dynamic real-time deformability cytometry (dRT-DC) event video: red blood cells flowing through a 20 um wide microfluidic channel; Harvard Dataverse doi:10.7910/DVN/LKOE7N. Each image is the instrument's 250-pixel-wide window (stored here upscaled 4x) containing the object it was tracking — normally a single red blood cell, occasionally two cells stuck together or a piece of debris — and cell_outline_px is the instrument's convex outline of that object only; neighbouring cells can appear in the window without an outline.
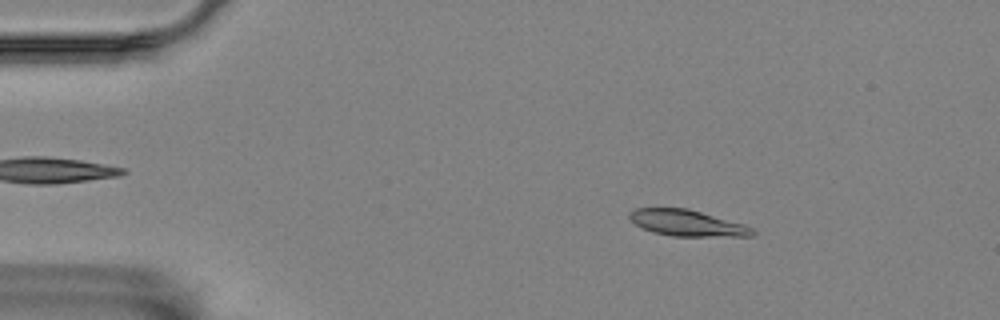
{"species": "Egyptian fruit bat (a non-hibernating species)", "species_latin": "Rousettus aegyptiacus", "temperature_condition": "room temperature", "stored_images_in_passage": 56, "camera_frame_rate_fps": 3000, "um_per_image_px": 0.085, "animal": {"sex": "female"}, "frame": {"image": 1, "passage_image": 8, "time_ms": 2.333, "image_size_px": [1000, 320], "cell_outline_px": [[756, 232], [752, 236], [672, 236], [652, 232], [636, 224], [628, 216], [628, 212], [636, 208], [688, 208], [744, 224], [752, 228]], "centroid_in_image_um": [58.4, 18.95], "position_along_channel_um": 26.6, "area_um2": 18.67}}
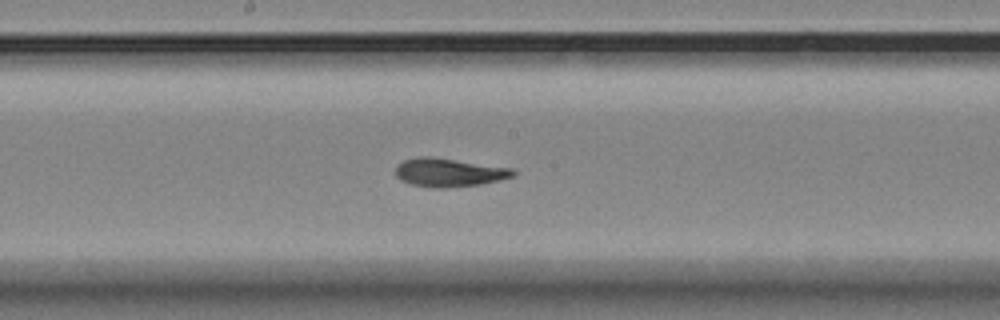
{"frame": {"image": 2, "passage_image": 29, "time_ms": 9.333, "image_size_px": [1000, 320], "cell_outline_px": [[516, 176], [480, 184], [448, 188], [432, 188], [412, 184], [400, 180], [396, 176], [396, 164], [404, 160], [420, 156], [428, 156], [512, 168], [516, 172]], "centroid_in_image_um": [38.14, 14.66], "position_along_channel_um": 210.1, "area_um2": 19.48}}
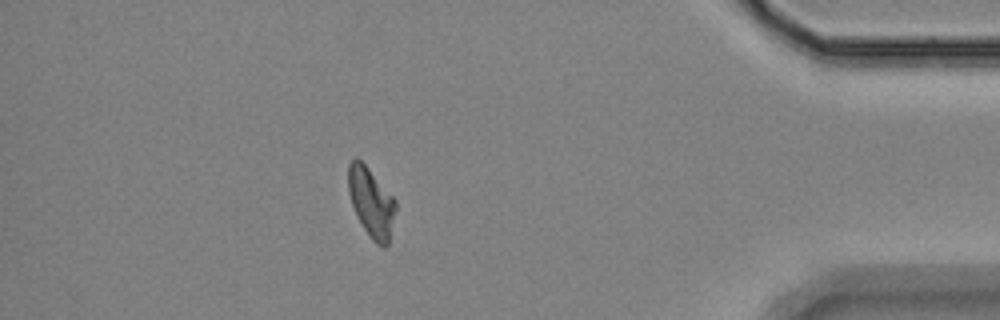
{"frame": {"image": 3, "passage_image": 49, "time_ms": 16.0, "image_size_px": [1000, 320], "cell_outline_px": [[396, 208], [388, 244], [384, 248], [376, 244], [372, 240], [364, 228], [352, 204], [348, 192], [348, 164], [356, 156], [368, 168], [396, 200]], "centroid_in_image_um": [31.55, 17.19], "position_along_channel_um": 403.6, "area_um2": 18.84}, "authors_computed_cell_mechanics": {"area_um2": 18.9873, "velocity_mm_per_s": 3.5134, "shape_relaxation_time_tau1_ms": 11.1835, "shape_relaxation_time_tau2_ms": 2.1388, "deformation_change_tau1": 0.2187, "deformation_change_tau2": 0.0608}}